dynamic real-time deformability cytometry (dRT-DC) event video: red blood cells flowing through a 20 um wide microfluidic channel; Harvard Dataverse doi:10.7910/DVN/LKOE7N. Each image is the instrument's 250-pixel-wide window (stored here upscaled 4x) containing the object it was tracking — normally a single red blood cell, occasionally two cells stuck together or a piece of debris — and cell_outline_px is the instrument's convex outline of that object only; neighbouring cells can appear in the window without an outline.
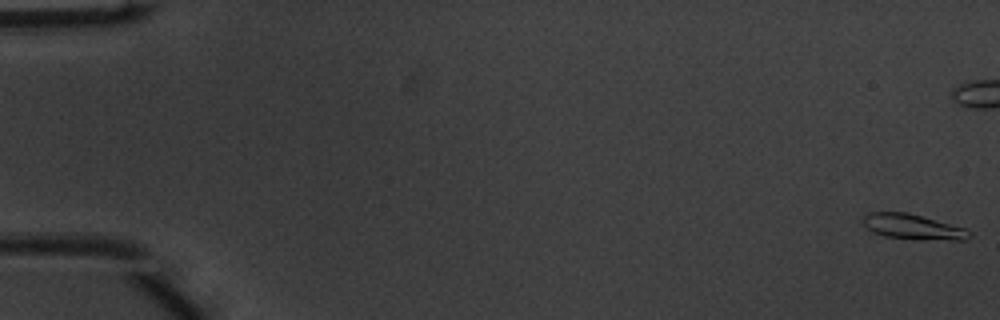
{"species": "common noctule bat (a hibernating species)", "species_latin": "Nyctalus noctula", "temperature_condition": "warm", "stored_images_in_passage": 52, "camera_frame_rate_fps": 3000, "um_per_image_px": 0.085, "animal": {"sex": "male", "body_mass_g": 20.1, "forearm_length_mm": 53.5}, "frame": {"image": 1, "passage_image": 1, "time_ms": 0.0, "image_size_px": [1000, 320], "cell_outline_px": [[972, 236], [968, 240], [920, 240], [884, 236], [872, 232], [864, 228], [860, 220], [860, 216], [868, 212], [908, 212], [964, 228], [972, 232]], "centroid_in_image_um": [77.53, 19.28], "position_along_channel_um": 7.5, "area_um2": 16.13}}
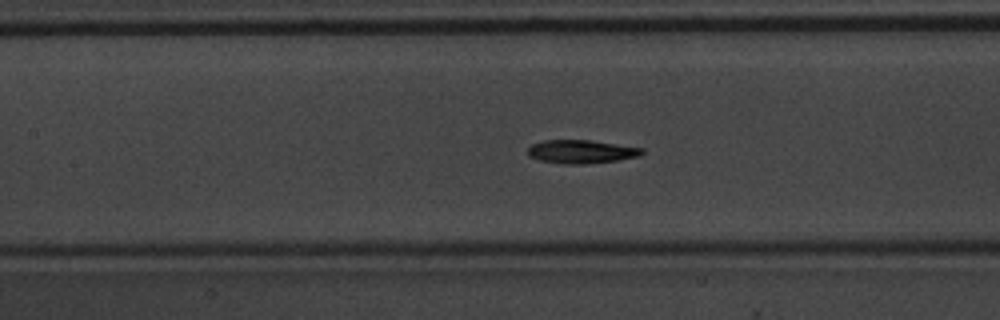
{"frame": {"image": 2, "passage_image": 24, "time_ms": 7.667, "image_size_px": [1000, 320], "cell_outline_px": [[644, 152], [640, 156], [616, 160], [584, 164], [564, 164], [540, 160], [528, 156], [528, 148], [532, 144], [544, 140], [592, 140], [644, 148]], "centroid_in_image_um": [49.42, 12.88], "position_along_channel_um": 158.0, "area_um2": 15.61}}
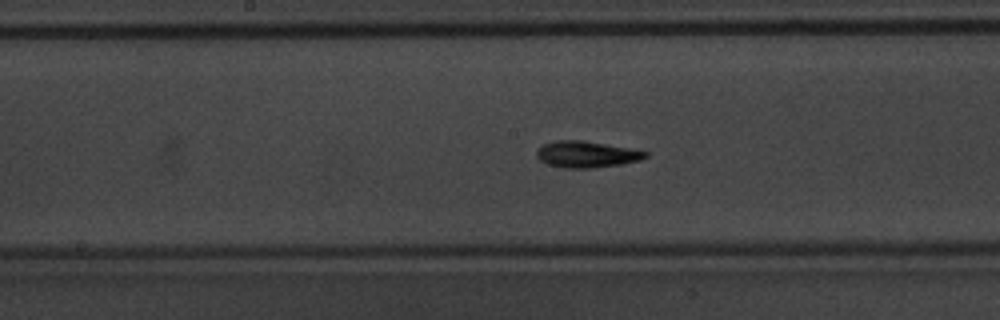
{"frame": {"image": 3, "passage_image": 27, "time_ms": 8.667, "image_size_px": [1000, 320], "cell_outline_px": [[648, 156], [640, 160], [620, 164], [592, 168], [560, 168], [548, 164], [540, 160], [536, 156], [536, 152], [544, 144], [556, 140], [584, 140], [628, 148], [648, 152]], "centroid_in_image_um": [49.84, 13.12], "position_along_channel_um": 198.4, "area_um2": 16.65}, "authors_computed_cell_mechanics": {"area_um2": 15.4615, "velocity_mm_per_s": 4.0383, "shape_relaxation_time_tau1_ms": 2.7198, "shape_relaxation_time_tau2_ms": 3.4778, "deformation_change_tau1": 0.1425, "deformation_change_tau2": 0.0895}}